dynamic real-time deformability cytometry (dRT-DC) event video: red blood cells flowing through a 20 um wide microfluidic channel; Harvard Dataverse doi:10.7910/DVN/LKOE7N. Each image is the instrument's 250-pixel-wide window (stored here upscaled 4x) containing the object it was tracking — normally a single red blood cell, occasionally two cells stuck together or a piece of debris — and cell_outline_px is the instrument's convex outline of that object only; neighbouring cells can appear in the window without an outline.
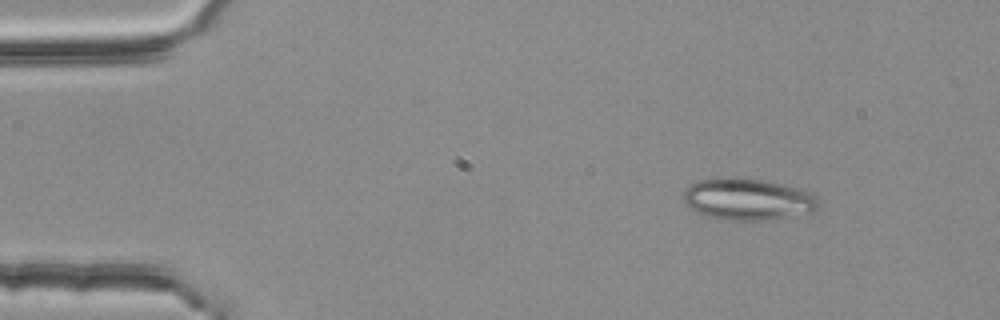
{"species": "common noctule bat (a hibernating species)", "species_latin": "Nyctalus noctula", "temperature_condition": "room temperature", "stored_images_in_passage": 49, "camera_frame_rate_fps": 3000, "um_per_image_px": 0.085, "animal": {"sex": "female", "body_mass_g": 25.1}, "frame": {"image": 1, "passage_image": 2, "time_ms": 0.333, "image_size_px": [1000, 320], "cell_outline_px": [[820, 204], [812, 212], [764, 220], [720, 220], [696, 212], [688, 208], [684, 200], [684, 192], [692, 184], [700, 180], [720, 176], [732, 176], [760, 180], [796, 188], [812, 196]], "centroid_in_image_um": [63.46, 16.94], "position_along_channel_um": 21.5, "area_um2": 32.37}}
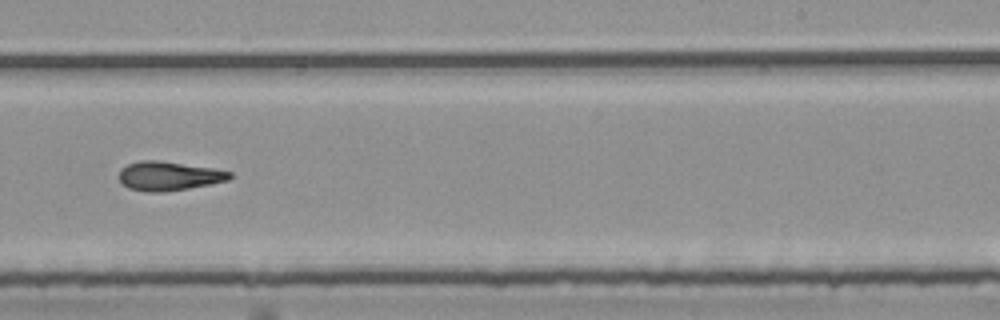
{"frame": {"image": 2, "passage_image": 29, "time_ms": 9.333, "image_size_px": [1000, 320], "cell_outline_px": [[232, 176], [228, 180], [188, 188], [164, 192], [148, 192], [128, 188], [120, 180], [120, 168], [128, 164], [140, 160], [156, 160], [212, 168], [232, 172]], "centroid_in_image_um": [14.32, 14.96], "position_along_channel_um": 274.7, "area_um2": 18.5}}
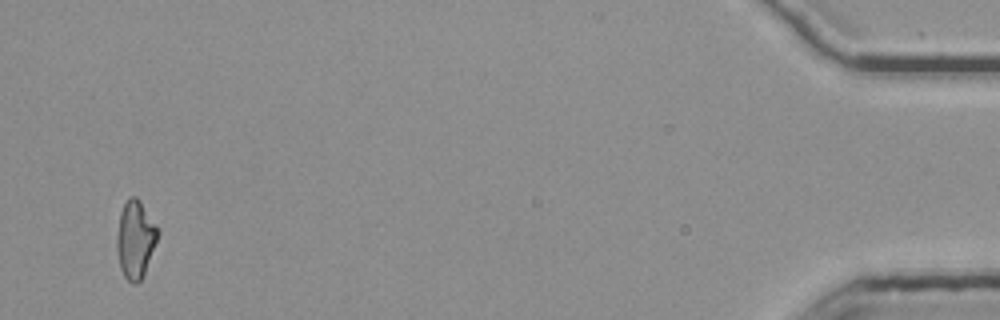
{"frame": {"image": 3, "passage_image": 48, "time_ms": 15.667, "image_size_px": [1000, 320], "cell_outline_px": [[160, 232], [144, 272], [140, 280], [136, 284], [132, 284], [124, 276], [120, 268], [116, 248], [116, 236], [120, 212], [124, 204], [132, 196], [136, 196], [140, 200], [160, 228]], "centroid_in_image_um": [11.51, 20.32], "position_along_channel_um": 423.7, "area_um2": 18.61}, "authors_computed_cell_mechanics": {"area_um2": 18.496, "velocity_mm_per_s": 3.7538, "shape_relaxation_time_tau1_ms": null, "shape_relaxation_time_tau2_ms": 4.5805, "deformation_change_tau1": null, "deformation_change_tau2": 0.1475}}